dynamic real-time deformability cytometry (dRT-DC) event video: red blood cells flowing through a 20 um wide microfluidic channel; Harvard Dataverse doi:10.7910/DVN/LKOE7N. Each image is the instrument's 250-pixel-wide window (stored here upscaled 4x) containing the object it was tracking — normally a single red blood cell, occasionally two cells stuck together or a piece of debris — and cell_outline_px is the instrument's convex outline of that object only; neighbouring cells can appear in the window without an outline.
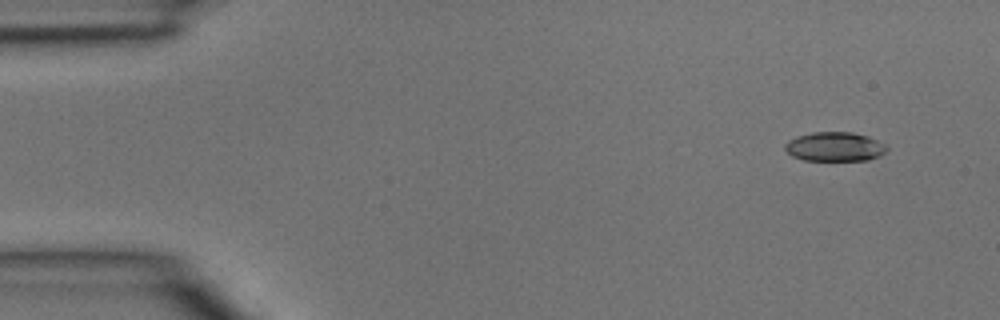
{"species": "common noctule bat (a hibernating species)", "species_latin": "Nyctalus noctula", "temperature_condition": "room temperature", "stored_images_in_passage": 4, "camera_frame_rate_fps": 3000, "um_per_image_px": 0.085, "animal": {"sex": "male", "body_mass_g": 15.6}, "frame": {"image": 1, "passage_image": 1, "time_ms": 0.0, "image_size_px": [1000, 320], "cell_outline_px": [[888, 148], [880, 156], [868, 160], [804, 160], [792, 156], [784, 148], [784, 144], [788, 140], [796, 136], [812, 132], [852, 132], [868, 136], [884, 144]], "centroid_in_image_um": [70.93, 12.46], "position_along_channel_um": 14.1, "area_um2": 17.34}}